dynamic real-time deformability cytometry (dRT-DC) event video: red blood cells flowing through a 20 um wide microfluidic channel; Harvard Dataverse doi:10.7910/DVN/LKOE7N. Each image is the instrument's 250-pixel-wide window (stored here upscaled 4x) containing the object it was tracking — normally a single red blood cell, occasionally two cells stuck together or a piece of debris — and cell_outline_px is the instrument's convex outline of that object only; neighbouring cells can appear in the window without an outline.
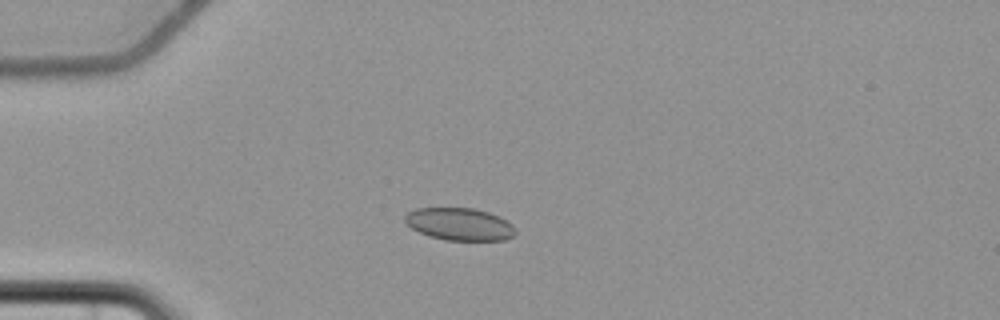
{"species": "common noctule bat (a hibernating species)", "species_latin": "Nyctalus noctula", "temperature_condition": "cold", "stored_images_in_passage": 6, "camera_frame_rate_fps": 3000, "um_per_image_px": 0.085, "animal": {"sex": "female", "body_mass_g": 22.7, "forearm_length_mm": 54.2}, "frame": {"image": 1, "passage_image": 4, "time_ms": 3.667, "image_size_px": [1000, 320], "cell_outline_px": [[516, 232], [512, 236], [504, 240], [444, 240], [428, 236], [412, 228], [404, 220], [404, 216], [408, 212], [416, 208], [472, 208], [488, 212], [500, 216], [512, 224], [516, 228]], "centroid_in_image_um": [39.07, 19.05], "position_along_channel_um": 45.9, "area_um2": 20.92}}
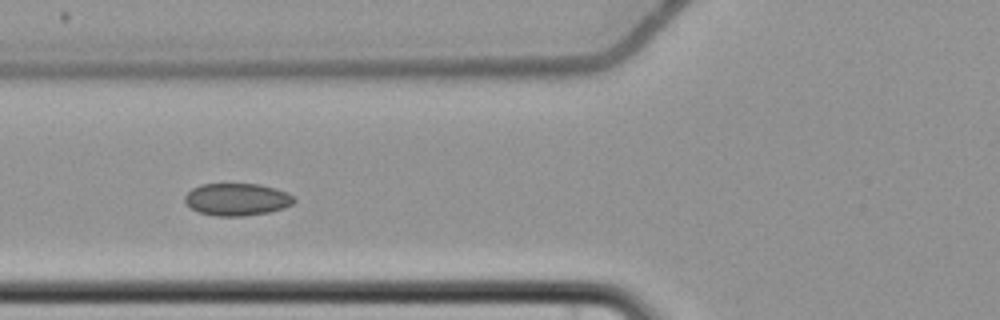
{"frame": {"image": 2, "passage_image": 6, "time_ms": 6.0, "image_size_px": [1000, 320], "cell_outline_px": [[296, 200], [292, 204], [284, 208], [268, 212], [244, 216], [216, 216], [200, 212], [192, 208], [184, 200], [184, 196], [192, 188], [200, 184], [260, 184], [276, 188], [288, 192]], "centroid_in_image_um": [20.16, 16.94], "position_along_channel_um": 105.6, "area_um2": 20.58}}